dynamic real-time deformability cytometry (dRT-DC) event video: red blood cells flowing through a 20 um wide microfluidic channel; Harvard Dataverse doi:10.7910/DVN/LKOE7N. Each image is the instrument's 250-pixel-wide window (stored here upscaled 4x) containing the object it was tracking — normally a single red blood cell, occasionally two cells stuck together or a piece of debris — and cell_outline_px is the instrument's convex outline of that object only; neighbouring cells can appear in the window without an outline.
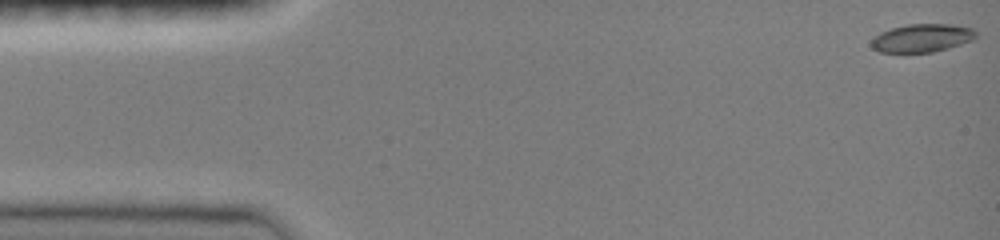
{"species": "common noctule bat (a hibernating species)", "species_latin": "Nyctalus noctula", "temperature_condition": "room temperature", "stored_images_in_passage": 14, "camera_frame_rate_fps": 3000, "um_per_image_px": 0.085, "animal": {"sex": "female", "body_mass_g": 19.0, "forearm_length_mm": 51.5}, "frame": {"image": 1, "passage_image": 1, "time_ms": 0.0, "image_size_px": [1000, 240], "cell_outline_px": [[976, 36], [972, 40], [948, 48], [932, 52], [880, 52], [872, 48], [872, 40], [880, 32], [892, 28], [908, 24], [952, 24], [972, 28], [976, 32]], "centroid_in_image_um": [78.38, 3.22], "position_along_channel_um": 6.6, "area_um2": 16.99}}
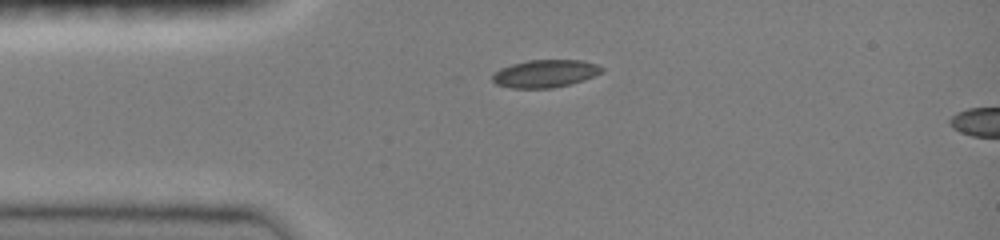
{"frame": {"image": 2, "passage_image": 11, "time_ms": 3.333, "image_size_px": [1000, 240], "cell_outline_px": [[604, 72], [568, 84], [552, 88], [512, 88], [496, 84], [492, 80], [492, 76], [500, 68], [512, 64], [528, 60], [580, 60], [596, 64], [604, 68]], "centroid_in_image_um": [46.32, 6.25], "position_along_channel_um": 38.7, "area_um2": 17.4}}